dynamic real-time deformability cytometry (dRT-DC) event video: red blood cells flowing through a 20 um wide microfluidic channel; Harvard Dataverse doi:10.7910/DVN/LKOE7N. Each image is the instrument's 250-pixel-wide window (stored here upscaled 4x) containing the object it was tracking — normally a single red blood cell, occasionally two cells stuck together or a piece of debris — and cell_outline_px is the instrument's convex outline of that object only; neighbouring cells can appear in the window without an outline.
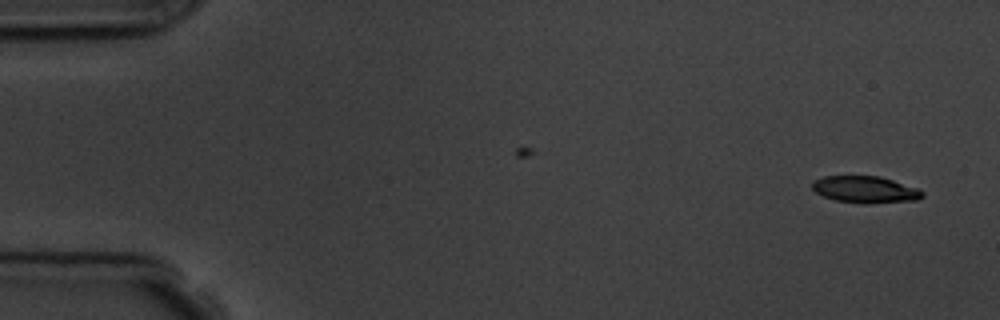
{"species": "common noctule bat (a hibernating species)", "species_latin": "Nyctalus noctula", "temperature_condition": "room temperature", "stored_images_in_passage": 2, "camera_frame_rate_fps": 3000, "um_per_image_px": 0.085, "animal": {"sex": "male", "body_mass_g": 19.5, "forearm_length_mm": 54.6}, "frame": {"image": 1, "passage_image": 2, "time_ms": 1.0, "image_size_px": [1000, 320], "cell_outline_px": [[924, 196], [916, 200], [872, 204], [864, 204], [836, 200], [824, 196], [816, 192], [812, 188], [812, 180], [824, 176], [880, 176], [916, 188], [924, 192]], "centroid_in_image_um": [73.53, 16.11], "position_along_channel_um": 11.5, "area_um2": 17.22}}